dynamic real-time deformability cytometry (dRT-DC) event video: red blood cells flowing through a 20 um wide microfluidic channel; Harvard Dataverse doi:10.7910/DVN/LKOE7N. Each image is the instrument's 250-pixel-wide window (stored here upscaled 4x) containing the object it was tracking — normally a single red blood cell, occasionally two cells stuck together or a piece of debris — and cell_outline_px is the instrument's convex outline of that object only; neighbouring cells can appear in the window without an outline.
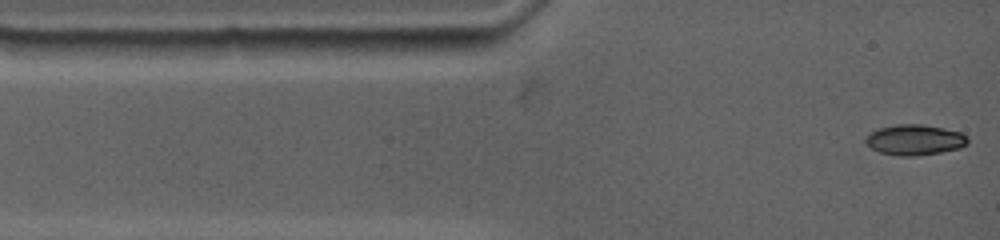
{"species": "common noctule bat (a hibernating species)", "species_latin": "Nyctalus noctula", "temperature_condition": "warm", "stored_images_in_passage": 69, "camera_frame_rate_fps": 4500, "um_per_image_px": 0.085, "animal": {"sex": "female", "body_mass_g": 19.0, "forearm_length_mm": 53.3}, "frame": {"image": 1, "passage_image": 1, "time_ms": 0.0, "image_size_px": [1000, 240], "cell_outline_px": [[968, 144], [960, 148], [940, 152], [916, 156], [896, 156], [880, 152], [872, 148], [864, 140], [876, 128], [896, 124], [920, 124], [944, 128], [960, 132], [968, 136]], "centroid_in_image_um": [77.77, 11.88], "position_along_channel_um": 7.2, "area_um2": 18.21}}
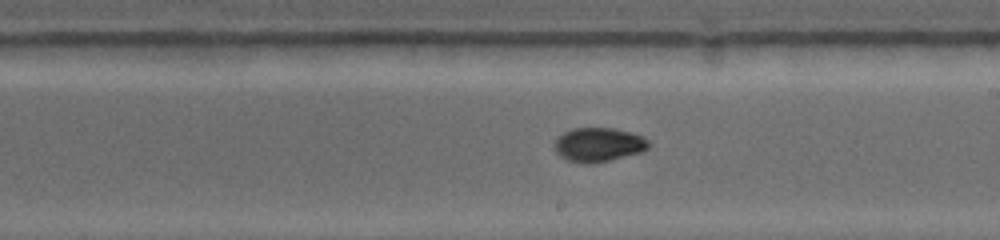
{"frame": {"image": 2, "passage_image": 30, "time_ms": 7.333, "image_size_px": [1000, 240], "cell_outline_px": [[648, 148], [644, 152], [596, 164], [584, 164], [568, 160], [560, 156], [556, 152], [552, 144], [564, 132], [572, 128], [612, 128], [632, 132], [644, 136], [648, 140]], "centroid_in_image_um": [50.89, 12.31], "position_along_channel_um": 238.1, "area_um2": 19.07}}
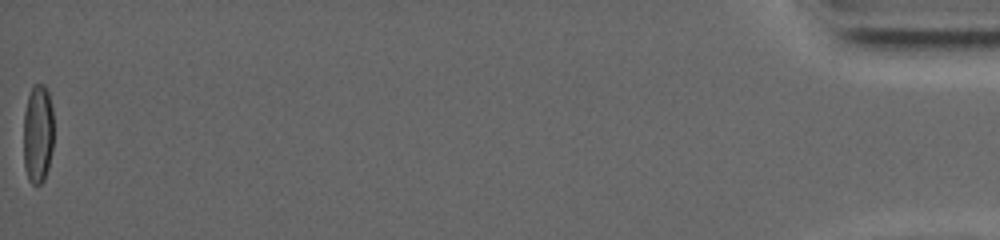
{"frame": {"image": 3, "passage_image": 69, "time_ms": 17.333, "image_size_px": [1000, 240], "cell_outline_px": [[52, 148], [48, 168], [40, 184], [32, 184], [28, 176], [24, 164], [24, 112], [28, 96], [32, 84], [44, 84], [48, 92], [52, 108]], "centroid_in_image_um": [3.21, 11.31], "position_along_channel_um": 432.0, "area_um2": 17.17}}